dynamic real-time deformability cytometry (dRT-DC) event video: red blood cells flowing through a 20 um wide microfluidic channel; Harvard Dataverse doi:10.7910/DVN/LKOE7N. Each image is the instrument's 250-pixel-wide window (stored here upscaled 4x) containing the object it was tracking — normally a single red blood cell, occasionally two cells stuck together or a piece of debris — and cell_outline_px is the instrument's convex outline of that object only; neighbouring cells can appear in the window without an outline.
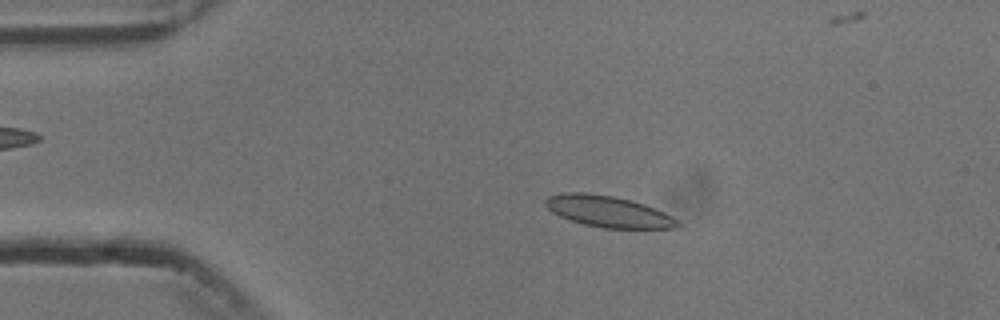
{"species": "common noctule bat (a hibernating species)", "species_latin": "Nyctalus noctula", "temperature_condition": "cold", "stored_images_in_passage": 5, "camera_frame_rate_fps": 3000, "um_per_image_px": 0.085, "animal": {"sex": "male", "body_mass_g": 13.3}, "frame": {"image": 1, "passage_image": 2, "time_ms": 1.333, "image_size_px": [1000, 320], "cell_outline_px": [[680, 228], [604, 228], [584, 224], [560, 216], [552, 212], [544, 204], [544, 200], [548, 196], [560, 192], [588, 192], [612, 196], [632, 200], [644, 204], [664, 212], [680, 220]], "centroid_in_image_um": [51.7, 17.96], "position_along_channel_um": 33.3, "area_um2": 24.22}}
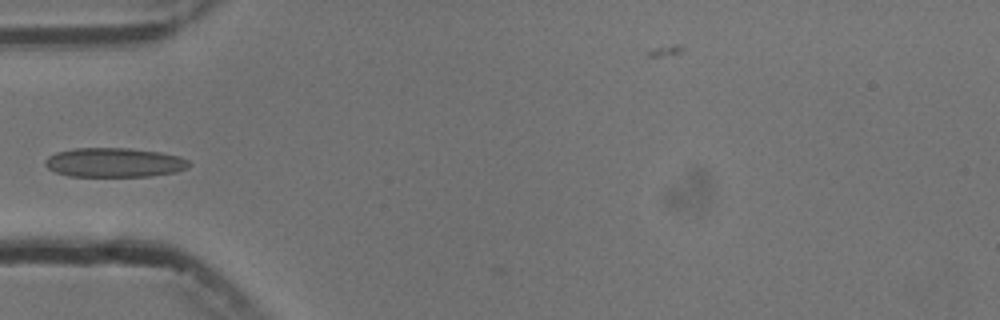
{"frame": {"image": 2, "passage_image": 4, "time_ms": 3.667, "image_size_px": [1000, 320], "cell_outline_px": [[192, 164], [188, 168], [176, 172], [152, 176], [68, 176], [56, 172], [48, 168], [44, 164], [44, 160], [48, 156], [56, 152], [76, 148], [128, 148], [160, 152], [180, 156], [188, 160]], "centroid_in_image_um": [9.73, 13.81], "position_along_channel_um": 75.3, "area_um2": 24.74}}
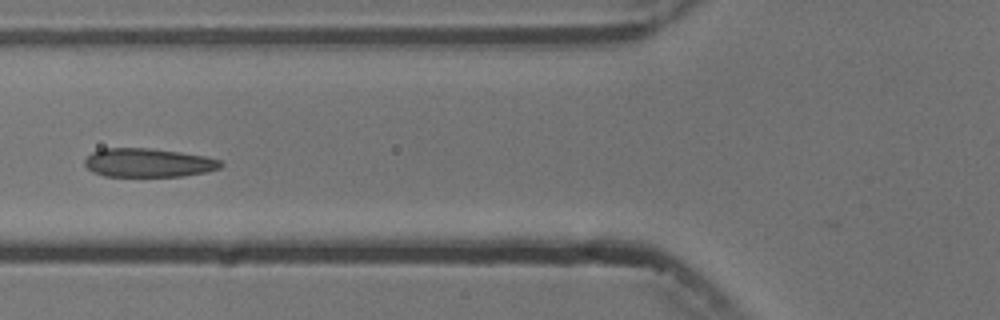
{"frame": {"image": 3, "passage_image": 5, "time_ms": 4.667, "image_size_px": [1000, 320], "cell_outline_px": [[224, 164], [220, 168], [204, 172], [184, 176], [104, 176], [92, 172], [84, 164], [84, 160], [92, 152], [104, 148], [152, 148], [180, 152], [204, 156], [220, 160]], "centroid_in_image_um": [12.59, 13.83], "position_along_channel_um": 113.2, "area_um2": 22.77}}